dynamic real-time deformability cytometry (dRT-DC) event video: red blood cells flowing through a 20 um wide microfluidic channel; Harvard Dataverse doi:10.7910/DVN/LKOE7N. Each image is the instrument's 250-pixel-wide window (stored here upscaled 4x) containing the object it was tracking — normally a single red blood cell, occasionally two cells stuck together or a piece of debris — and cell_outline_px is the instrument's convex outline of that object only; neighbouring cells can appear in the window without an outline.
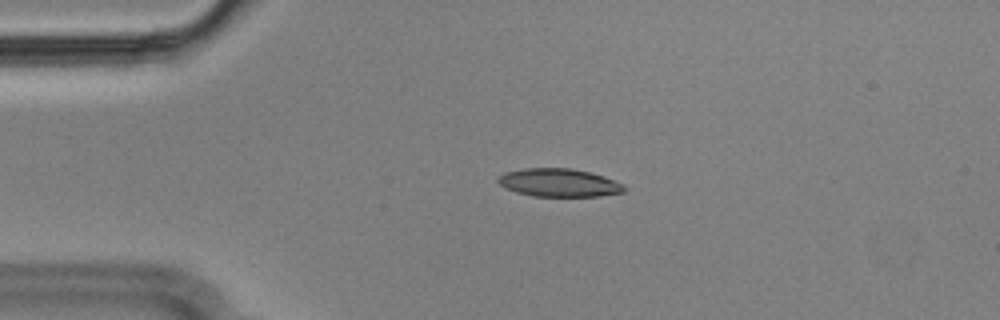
{"species": "Egyptian fruit bat (a non-hibernating species)", "species_latin": "Rousettus aegyptiacus", "temperature_condition": "cold", "stored_images_in_passage": 44, "camera_frame_rate_fps": 3000, "um_per_image_px": 0.085, "animal": {"sex": "male"}, "frame": {"image": 1, "passage_image": 1, "time_ms": 0.0, "image_size_px": [1000, 320], "cell_outline_px": [[628, 188], [624, 192], [600, 196], [532, 196], [516, 192], [504, 188], [496, 180], [504, 172], [524, 168], [572, 168], [604, 176], [624, 184]], "centroid_in_image_um": [47.52, 15.53], "position_along_channel_um": 37.5, "area_um2": 20.81}}
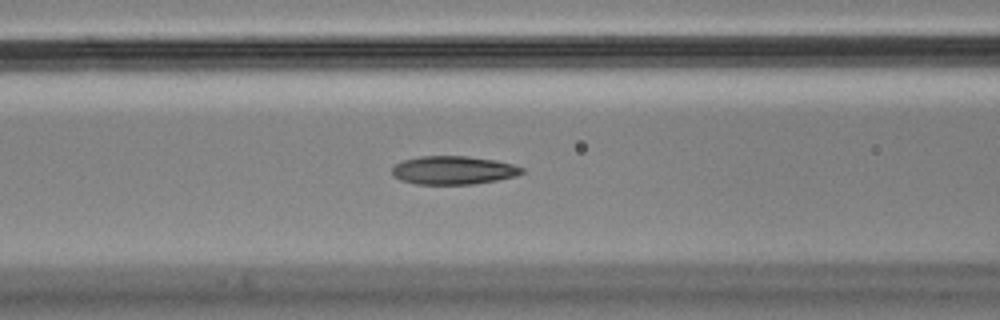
{"frame": {"image": 2, "passage_image": 11, "time_ms": 3.333, "image_size_px": [1000, 320], "cell_outline_px": [[524, 172], [516, 176], [496, 180], [472, 184], [416, 184], [400, 180], [392, 176], [392, 168], [396, 164], [404, 160], [420, 156], [468, 156], [496, 160], [512, 164], [524, 168]], "centroid_in_image_um": [38.53, 14.47], "position_along_channel_um": 128.1, "area_um2": 21.5}}
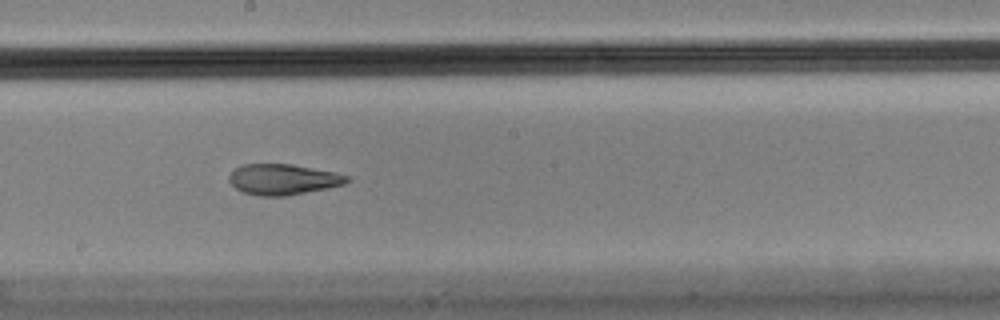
{"frame": {"image": 3, "passage_image": 19, "time_ms": 6.0, "image_size_px": [1000, 320], "cell_outline_px": [[352, 180], [344, 184], [328, 188], [284, 196], [260, 196], [244, 192], [236, 188], [228, 180], [228, 176], [236, 168], [244, 164], [292, 164], [336, 172], [348, 176]], "centroid_in_image_um": [24.09, 15.24], "position_along_channel_um": 224.1, "area_um2": 21.04}, "authors_computed_cell_mechanics": {"area_um2": 22.0218, "velocity_mm_per_s": 3.6016, "shape_relaxation_time_tau1_ms": null, "shape_relaxation_time_tau2_ms": 2.9486, "deformation_change_tau1": null, "deformation_change_tau2": 0.1063}}